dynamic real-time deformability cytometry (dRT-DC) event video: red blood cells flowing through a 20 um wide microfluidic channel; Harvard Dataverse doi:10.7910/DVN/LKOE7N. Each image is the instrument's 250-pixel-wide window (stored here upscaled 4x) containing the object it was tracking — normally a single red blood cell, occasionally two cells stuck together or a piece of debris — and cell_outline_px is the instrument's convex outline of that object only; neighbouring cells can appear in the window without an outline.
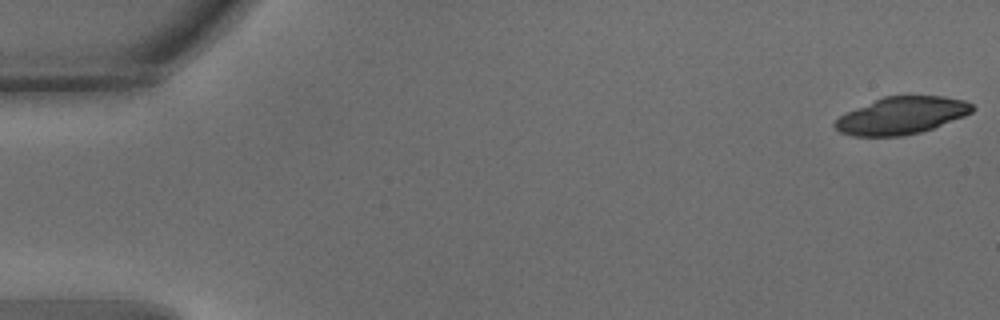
{"species": "common noctule bat (a hibernating species)", "species_latin": "Nyctalus noctula", "temperature_condition": "warm", "stored_images_in_passage": 55, "camera_frame_rate_fps": 3000, "um_per_image_px": 0.085, "animal": {"sex": "male", "body_mass_g": 15.6}, "frame": {"image": 1, "passage_image": 1, "time_ms": 0.0, "image_size_px": [1000, 320], "cell_outline_px": [[976, 108], [972, 112], [964, 116], [932, 128], [920, 132], [904, 136], [852, 136], [840, 132], [832, 124], [840, 116], [856, 108], [884, 96], [944, 96], [964, 100], [972, 104]], "centroid_in_image_um": [76.65, 9.82], "position_along_channel_um": 8.4, "area_um2": 29.59}}
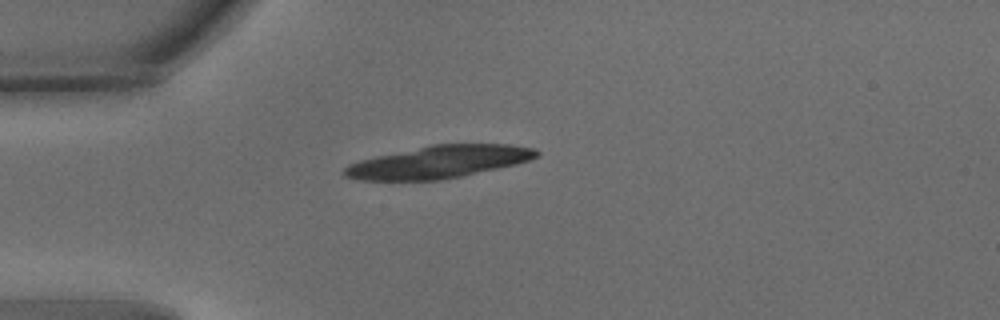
{"frame": {"image": 2, "passage_image": 15, "time_ms": 4.667, "image_size_px": [1000, 320], "cell_outline_px": [[540, 156], [516, 164], [460, 176], [440, 180], [360, 180], [344, 176], [344, 168], [348, 164], [360, 160], [376, 156], [432, 144], [508, 144], [536, 148], [540, 152]], "centroid_in_image_um": [37.31, 13.75], "position_along_channel_um": 47.7, "area_um2": 36.13}}